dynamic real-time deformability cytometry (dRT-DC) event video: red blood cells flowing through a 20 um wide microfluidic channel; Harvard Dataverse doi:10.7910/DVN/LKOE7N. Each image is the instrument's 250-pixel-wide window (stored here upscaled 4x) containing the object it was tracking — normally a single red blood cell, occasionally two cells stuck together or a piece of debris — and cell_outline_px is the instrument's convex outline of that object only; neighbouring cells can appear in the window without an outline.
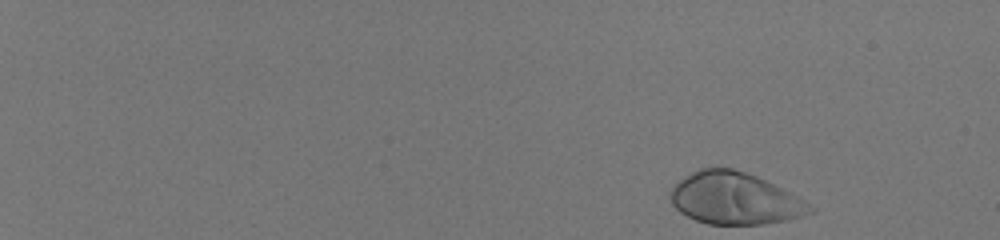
{"species": "human", "species_latin": "Homo sapiens", "temperature_condition": "room temperature", "stored_images_in_passage": 47, "camera_frame_rate_fps": 3000, "um_per_image_px": 0.085, "donor": {"sex": "male"}, "frame": {"image": 1, "passage_image": 1, "time_ms": 0.0, "image_size_px": [1000, 240], "cell_outline_px": [[816, 212], [788, 220], [764, 224], [708, 224], [696, 220], [680, 212], [672, 204], [668, 196], [668, 192], [684, 176], [700, 168], [732, 168], [756, 176], [804, 200], [816, 208]], "centroid_in_image_um": [62.45, 16.88], "position_along_channel_um": 22.6, "area_um2": 42.14}}
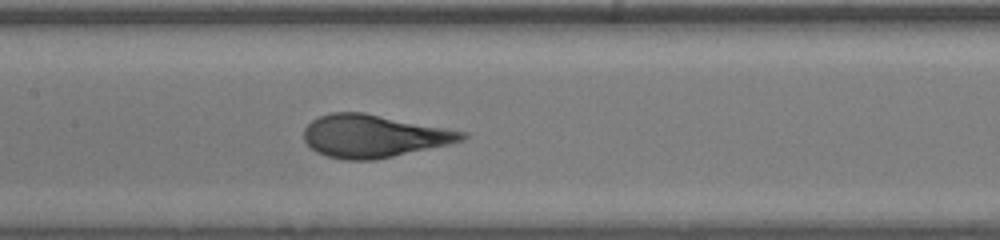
{"frame": {"image": 2, "passage_image": 27, "time_ms": 8.667, "image_size_px": [1000, 240], "cell_outline_px": [[468, 136], [464, 140], [448, 144], [392, 156], [372, 160], [344, 160], [328, 156], [316, 152], [304, 140], [304, 128], [312, 120], [320, 116], [332, 112], [364, 112], [468, 132]], "centroid_in_image_um": [31.76, 11.55], "position_along_channel_um": 175.6, "area_um2": 39.13}}
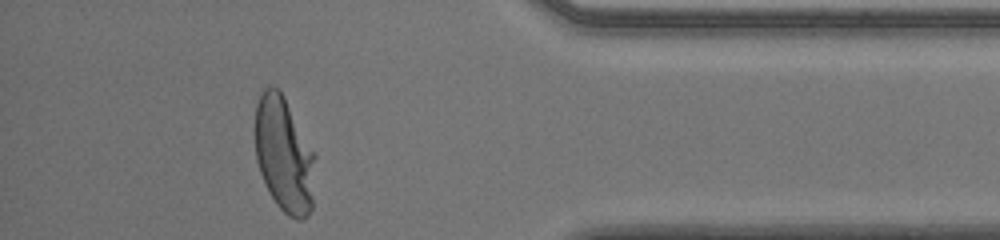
{"frame": {"image": 3, "passage_image": 46, "time_ms": 15.0, "image_size_px": [1000, 240], "cell_outline_px": [[316, 156], [312, 208], [300, 220], [296, 220], [288, 216], [276, 204], [260, 172], [256, 160], [252, 132], [256, 104], [264, 88], [268, 84], [272, 84], [280, 88], [316, 152]], "centroid_in_image_um": [24.13, 13.05], "position_along_channel_um": 411.1, "area_um2": 41.67}, "authors_computed_cell_mechanics": {"area_um2": 39.4196, "velocity_mm_per_s": 4.0109, "shape_relaxation_time_tau1_ms": 3.4877, "shape_relaxation_time_tau2_ms": null, "deformation_change_tau1": 0.2312, "deformation_change_tau2": null}}